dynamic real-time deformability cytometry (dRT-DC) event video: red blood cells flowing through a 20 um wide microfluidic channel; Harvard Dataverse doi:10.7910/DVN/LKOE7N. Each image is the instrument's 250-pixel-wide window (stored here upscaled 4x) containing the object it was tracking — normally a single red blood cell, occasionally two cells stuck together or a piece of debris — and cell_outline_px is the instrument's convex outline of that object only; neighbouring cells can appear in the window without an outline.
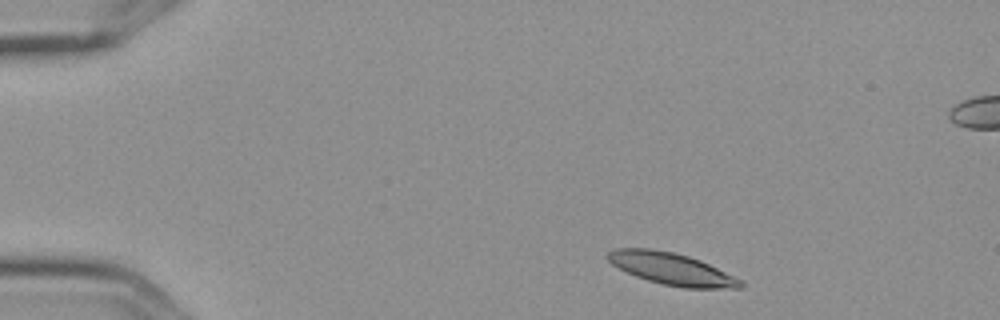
{"species": "Egyptian fruit bat (a non-hibernating species)", "species_latin": "Rousettus aegyptiacus", "temperature_condition": "cold", "stored_images_in_passage": 5, "camera_frame_rate_fps": 3000, "um_per_image_px": 0.085, "frame": {"image": 1, "passage_image": 1, "time_ms": 0.0, "image_size_px": [1000, 320], "cell_outline_px": [[744, 288], [684, 288], [660, 284], [636, 276], [612, 264], [604, 256], [612, 248], [652, 248], [672, 252], [688, 256], [700, 260], [740, 280], [744, 284]], "centroid_in_image_um": [57.03, 22.84], "position_along_channel_um": 28.0, "area_um2": 24.57}}
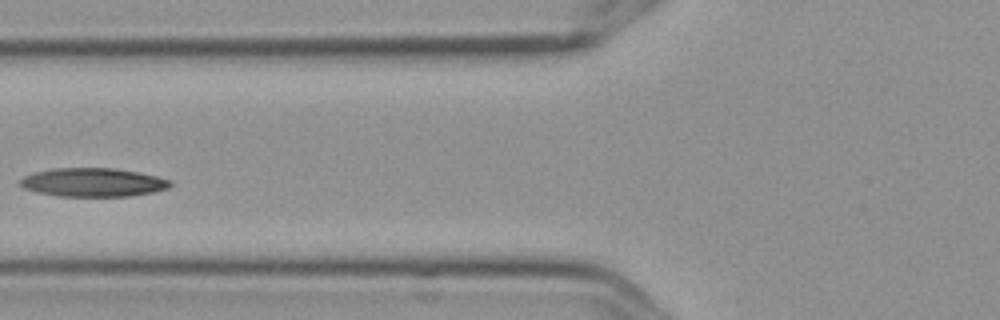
{"frame": {"image": 2, "passage_image": 5, "time_ms": 1.333, "image_size_px": [1000, 320], "cell_outline_px": [[172, 184], [168, 188], [152, 192], [128, 196], [60, 196], [36, 192], [24, 188], [20, 184], [20, 180], [24, 176], [36, 172], [52, 168], [116, 168], [156, 176], [172, 180]], "centroid_in_image_um": [7.91, 15.5], "position_along_channel_um": 117.9, "area_um2": 24.91}}